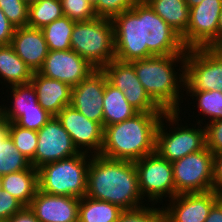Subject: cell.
<instances>
[{
    "label": "cell",
    "mask_w": 222,
    "mask_h": 222,
    "mask_svg": "<svg viewBox=\"0 0 222 222\" xmlns=\"http://www.w3.org/2000/svg\"><path fill=\"white\" fill-rule=\"evenodd\" d=\"M88 168L86 196L107 201L122 210L143 207L135 163L92 155Z\"/></svg>",
    "instance_id": "cell-2"
},
{
    "label": "cell",
    "mask_w": 222,
    "mask_h": 222,
    "mask_svg": "<svg viewBox=\"0 0 222 222\" xmlns=\"http://www.w3.org/2000/svg\"><path fill=\"white\" fill-rule=\"evenodd\" d=\"M140 0H98L93 7L97 17L113 19L122 12L130 10Z\"/></svg>",
    "instance_id": "cell-35"
},
{
    "label": "cell",
    "mask_w": 222,
    "mask_h": 222,
    "mask_svg": "<svg viewBox=\"0 0 222 222\" xmlns=\"http://www.w3.org/2000/svg\"><path fill=\"white\" fill-rule=\"evenodd\" d=\"M23 1H25L28 5H30L32 3L39 1V0H23Z\"/></svg>",
    "instance_id": "cell-46"
},
{
    "label": "cell",
    "mask_w": 222,
    "mask_h": 222,
    "mask_svg": "<svg viewBox=\"0 0 222 222\" xmlns=\"http://www.w3.org/2000/svg\"><path fill=\"white\" fill-rule=\"evenodd\" d=\"M98 0H88V2L94 7Z\"/></svg>",
    "instance_id": "cell-47"
},
{
    "label": "cell",
    "mask_w": 222,
    "mask_h": 222,
    "mask_svg": "<svg viewBox=\"0 0 222 222\" xmlns=\"http://www.w3.org/2000/svg\"><path fill=\"white\" fill-rule=\"evenodd\" d=\"M31 83L34 86L39 105L52 116H56L71 103L72 87L62 81L33 73Z\"/></svg>",
    "instance_id": "cell-20"
},
{
    "label": "cell",
    "mask_w": 222,
    "mask_h": 222,
    "mask_svg": "<svg viewBox=\"0 0 222 222\" xmlns=\"http://www.w3.org/2000/svg\"><path fill=\"white\" fill-rule=\"evenodd\" d=\"M222 0H203L189 10L187 32L181 37L187 49L217 48V26Z\"/></svg>",
    "instance_id": "cell-11"
},
{
    "label": "cell",
    "mask_w": 222,
    "mask_h": 222,
    "mask_svg": "<svg viewBox=\"0 0 222 222\" xmlns=\"http://www.w3.org/2000/svg\"><path fill=\"white\" fill-rule=\"evenodd\" d=\"M63 16L60 0H39L29 5L27 26L42 29Z\"/></svg>",
    "instance_id": "cell-29"
},
{
    "label": "cell",
    "mask_w": 222,
    "mask_h": 222,
    "mask_svg": "<svg viewBox=\"0 0 222 222\" xmlns=\"http://www.w3.org/2000/svg\"><path fill=\"white\" fill-rule=\"evenodd\" d=\"M96 68L72 49L49 51L39 73L76 86L88 77Z\"/></svg>",
    "instance_id": "cell-15"
},
{
    "label": "cell",
    "mask_w": 222,
    "mask_h": 222,
    "mask_svg": "<svg viewBox=\"0 0 222 222\" xmlns=\"http://www.w3.org/2000/svg\"><path fill=\"white\" fill-rule=\"evenodd\" d=\"M11 45L33 72L39 71L49 52L42 30L28 26L15 29Z\"/></svg>",
    "instance_id": "cell-19"
},
{
    "label": "cell",
    "mask_w": 222,
    "mask_h": 222,
    "mask_svg": "<svg viewBox=\"0 0 222 222\" xmlns=\"http://www.w3.org/2000/svg\"><path fill=\"white\" fill-rule=\"evenodd\" d=\"M164 112H139L130 119L104 127L100 155L135 162L155 152L156 130Z\"/></svg>",
    "instance_id": "cell-3"
},
{
    "label": "cell",
    "mask_w": 222,
    "mask_h": 222,
    "mask_svg": "<svg viewBox=\"0 0 222 222\" xmlns=\"http://www.w3.org/2000/svg\"><path fill=\"white\" fill-rule=\"evenodd\" d=\"M23 207L24 205L8 192L0 193V221L5 222Z\"/></svg>",
    "instance_id": "cell-38"
},
{
    "label": "cell",
    "mask_w": 222,
    "mask_h": 222,
    "mask_svg": "<svg viewBox=\"0 0 222 222\" xmlns=\"http://www.w3.org/2000/svg\"><path fill=\"white\" fill-rule=\"evenodd\" d=\"M221 197L213 190L178 194L169 200L168 207L163 206L164 222H205L212 206Z\"/></svg>",
    "instance_id": "cell-17"
},
{
    "label": "cell",
    "mask_w": 222,
    "mask_h": 222,
    "mask_svg": "<svg viewBox=\"0 0 222 222\" xmlns=\"http://www.w3.org/2000/svg\"><path fill=\"white\" fill-rule=\"evenodd\" d=\"M5 222H39V220L35 217L29 206H24Z\"/></svg>",
    "instance_id": "cell-41"
},
{
    "label": "cell",
    "mask_w": 222,
    "mask_h": 222,
    "mask_svg": "<svg viewBox=\"0 0 222 222\" xmlns=\"http://www.w3.org/2000/svg\"><path fill=\"white\" fill-rule=\"evenodd\" d=\"M123 211L107 201L84 196L80 198L78 222H118Z\"/></svg>",
    "instance_id": "cell-26"
},
{
    "label": "cell",
    "mask_w": 222,
    "mask_h": 222,
    "mask_svg": "<svg viewBox=\"0 0 222 222\" xmlns=\"http://www.w3.org/2000/svg\"><path fill=\"white\" fill-rule=\"evenodd\" d=\"M187 95L189 92L190 97H197L195 100L199 110L204 114L208 115L209 123L213 121H218L222 119V91L212 90V91H200V90H187Z\"/></svg>",
    "instance_id": "cell-30"
},
{
    "label": "cell",
    "mask_w": 222,
    "mask_h": 222,
    "mask_svg": "<svg viewBox=\"0 0 222 222\" xmlns=\"http://www.w3.org/2000/svg\"><path fill=\"white\" fill-rule=\"evenodd\" d=\"M56 117L71 136L79 152L92 153L91 155L100 154L104 133V128L100 123L87 119L71 105L65 106Z\"/></svg>",
    "instance_id": "cell-14"
},
{
    "label": "cell",
    "mask_w": 222,
    "mask_h": 222,
    "mask_svg": "<svg viewBox=\"0 0 222 222\" xmlns=\"http://www.w3.org/2000/svg\"><path fill=\"white\" fill-rule=\"evenodd\" d=\"M38 143L31 165L38 169L42 165L54 161H59L80 152L74 146L71 136L62 127L56 116L37 131Z\"/></svg>",
    "instance_id": "cell-13"
},
{
    "label": "cell",
    "mask_w": 222,
    "mask_h": 222,
    "mask_svg": "<svg viewBox=\"0 0 222 222\" xmlns=\"http://www.w3.org/2000/svg\"><path fill=\"white\" fill-rule=\"evenodd\" d=\"M214 154L204 149L172 162L175 196L212 190Z\"/></svg>",
    "instance_id": "cell-9"
},
{
    "label": "cell",
    "mask_w": 222,
    "mask_h": 222,
    "mask_svg": "<svg viewBox=\"0 0 222 222\" xmlns=\"http://www.w3.org/2000/svg\"><path fill=\"white\" fill-rule=\"evenodd\" d=\"M212 190L222 196V152L213 157Z\"/></svg>",
    "instance_id": "cell-39"
},
{
    "label": "cell",
    "mask_w": 222,
    "mask_h": 222,
    "mask_svg": "<svg viewBox=\"0 0 222 222\" xmlns=\"http://www.w3.org/2000/svg\"><path fill=\"white\" fill-rule=\"evenodd\" d=\"M64 16L80 22L95 19L97 16L88 0H60Z\"/></svg>",
    "instance_id": "cell-33"
},
{
    "label": "cell",
    "mask_w": 222,
    "mask_h": 222,
    "mask_svg": "<svg viewBox=\"0 0 222 222\" xmlns=\"http://www.w3.org/2000/svg\"><path fill=\"white\" fill-rule=\"evenodd\" d=\"M52 117L41 106H37V110L24 111V113L15 121L20 127L39 131Z\"/></svg>",
    "instance_id": "cell-36"
},
{
    "label": "cell",
    "mask_w": 222,
    "mask_h": 222,
    "mask_svg": "<svg viewBox=\"0 0 222 222\" xmlns=\"http://www.w3.org/2000/svg\"><path fill=\"white\" fill-rule=\"evenodd\" d=\"M115 59L132 62L152 56L186 54L181 36L145 0L112 19Z\"/></svg>",
    "instance_id": "cell-1"
},
{
    "label": "cell",
    "mask_w": 222,
    "mask_h": 222,
    "mask_svg": "<svg viewBox=\"0 0 222 222\" xmlns=\"http://www.w3.org/2000/svg\"><path fill=\"white\" fill-rule=\"evenodd\" d=\"M102 70L107 81L122 91L128 103L138 112H165L146 93L130 62L114 59Z\"/></svg>",
    "instance_id": "cell-12"
},
{
    "label": "cell",
    "mask_w": 222,
    "mask_h": 222,
    "mask_svg": "<svg viewBox=\"0 0 222 222\" xmlns=\"http://www.w3.org/2000/svg\"><path fill=\"white\" fill-rule=\"evenodd\" d=\"M15 26L8 20L0 8V45L11 44Z\"/></svg>",
    "instance_id": "cell-40"
},
{
    "label": "cell",
    "mask_w": 222,
    "mask_h": 222,
    "mask_svg": "<svg viewBox=\"0 0 222 222\" xmlns=\"http://www.w3.org/2000/svg\"><path fill=\"white\" fill-rule=\"evenodd\" d=\"M184 80L183 91H222V48L187 49Z\"/></svg>",
    "instance_id": "cell-8"
},
{
    "label": "cell",
    "mask_w": 222,
    "mask_h": 222,
    "mask_svg": "<svg viewBox=\"0 0 222 222\" xmlns=\"http://www.w3.org/2000/svg\"><path fill=\"white\" fill-rule=\"evenodd\" d=\"M75 22L63 16L41 29L49 51L71 49V34Z\"/></svg>",
    "instance_id": "cell-28"
},
{
    "label": "cell",
    "mask_w": 222,
    "mask_h": 222,
    "mask_svg": "<svg viewBox=\"0 0 222 222\" xmlns=\"http://www.w3.org/2000/svg\"><path fill=\"white\" fill-rule=\"evenodd\" d=\"M189 8L199 5L203 0H185Z\"/></svg>",
    "instance_id": "cell-44"
},
{
    "label": "cell",
    "mask_w": 222,
    "mask_h": 222,
    "mask_svg": "<svg viewBox=\"0 0 222 222\" xmlns=\"http://www.w3.org/2000/svg\"><path fill=\"white\" fill-rule=\"evenodd\" d=\"M8 131L18 151L31 161L37 148V131L20 127L15 122H8Z\"/></svg>",
    "instance_id": "cell-31"
},
{
    "label": "cell",
    "mask_w": 222,
    "mask_h": 222,
    "mask_svg": "<svg viewBox=\"0 0 222 222\" xmlns=\"http://www.w3.org/2000/svg\"><path fill=\"white\" fill-rule=\"evenodd\" d=\"M107 77L102 69L94 70L88 77L72 87L70 105L87 119L103 126V97Z\"/></svg>",
    "instance_id": "cell-16"
},
{
    "label": "cell",
    "mask_w": 222,
    "mask_h": 222,
    "mask_svg": "<svg viewBox=\"0 0 222 222\" xmlns=\"http://www.w3.org/2000/svg\"><path fill=\"white\" fill-rule=\"evenodd\" d=\"M206 147L213 153L222 152V119L206 124Z\"/></svg>",
    "instance_id": "cell-37"
},
{
    "label": "cell",
    "mask_w": 222,
    "mask_h": 222,
    "mask_svg": "<svg viewBox=\"0 0 222 222\" xmlns=\"http://www.w3.org/2000/svg\"><path fill=\"white\" fill-rule=\"evenodd\" d=\"M205 222H222V197L212 206Z\"/></svg>",
    "instance_id": "cell-42"
},
{
    "label": "cell",
    "mask_w": 222,
    "mask_h": 222,
    "mask_svg": "<svg viewBox=\"0 0 222 222\" xmlns=\"http://www.w3.org/2000/svg\"><path fill=\"white\" fill-rule=\"evenodd\" d=\"M33 71L15 53L11 44L0 45V78L10 86L31 82Z\"/></svg>",
    "instance_id": "cell-23"
},
{
    "label": "cell",
    "mask_w": 222,
    "mask_h": 222,
    "mask_svg": "<svg viewBox=\"0 0 222 222\" xmlns=\"http://www.w3.org/2000/svg\"><path fill=\"white\" fill-rule=\"evenodd\" d=\"M217 48H222V10L219 15V21L217 26Z\"/></svg>",
    "instance_id": "cell-43"
},
{
    "label": "cell",
    "mask_w": 222,
    "mask_h": 222,
    "mask_svg": "<svg viewBox=\"0 0 222 222\" xmlns=\"http://www.w3.org/2000/svg\"><path fill=\"white\" fill-rule=\"evenodd\" d=\"M185 58L186 54H174L152 56L130 62L146 93L165 112H180L179 102L183 96L180 97L181 90L179 88L185 87ZM179 61L182 64V70L179 68L182 72L181 75L174 69L175 63L178 64Z\"/></svg>",
    "instance_id": "cell-4"
},
{
    "label": "cell",
    "mask_w": 222,
    "mask_h": 222,
    "mask_svg": "<svg viewBox=\"0 0 222 222\" xmlns=\"http://www.w3.org/2000/svg\"><path fill=\"white\" fill-rule=\"evenodd\" d=\"M71 49L94 68L102 69L115 59L114 27L111 19L96 17L75 22Z\"/></svg>",
    "instance_id": "cell-6"
},
{
    "label": "cell",
    "mask_w": 222,
    "mask_h": 222,
    "mask_svg": "<svg viewBox=\"0 0 222 222\" xmlns=\"http://www.w3.org/2000/svg\"><path fill=\"white\" fill-rule=\"evenodd\" d=\"M90 160V154L80 152L42 165L38 168L39 190L48 194L75 198L86 196Z\"/></svg>",
    "instance_id": "cell-5"
},
{
    "label": "cell",
    "mask_w": 222,
    "mask_h": 222,
    "mask_svg": "<svg viewBox=\"0 0 222 222\" xmlns=\"http://www.w3.org/2000/svg\"><path fill=\"white\" fill-rule=\"evenodd\" d=\"M2 189L19 200L24 206H29L39 189L38 169L31 166L26 170L3 175Z\"/></svg>",
    "instance_id": "cell-21"
},
{
    "label": "cell",
    "mask_w": 222,
    "mask_h": 222,
    "mask_svg": "<svg viewBox=\"0 0 222 222\" xmlns=\"http://www.w3.org/2000/svg\"><path fill=\"white\" fill-rule=\"evenodd\" d=\"M139 113L118 88L106 81L103 97V128L130 119Z\"/></svg>",
    "instance_id": "cell-22"
},
{
    "label": "cell",
    "mask_w": 222,
    "mask_h": 222,
    "mask_svg": "<svg viewBox=\"0 0 222 222\" xmlns=\"http://www.w3.org/2000/svg\"><path fill=\"white\" fill-rule=\"evenodd\" d=\"M181 37L187 32L189 10L185 0H145Z\"/></svg>",
    "instance_id": "cell-24"
},
{
    "label": "cell",
    "mask_w": 222,
    "mask_h": 222,
    "mask_svg": "<svg viewBox=\"0 0 222 222\" xmlns=\"http://www.w3.org/2000/svg\"><path fill=\"white\" fill-rule=\"evenodd\" d=\"M3 191L2 189V176H0V193Z\"/></svg>",
    "instance_id": "cell-48"
},
{
    "label": "cell",
    "mask_w": 222,
    "mask_h": 222,
    "mask_svg": "<svg viewBox=\"0 0 222 222\" xmlns=\"http://www.w3.org/2000/svg\"><path fill=\"white\" fill-rule=\"evenodd\" d=\"M140 193L148 202L157 204L165 197H175L172 163L161 157L156 151L134 162Z\"/></svg>",
    "instance_id": "cell-10"
},
{
    "label": "cell",
    "mask_w": 222,
    "mask_h": 222,
    "mask_svg": "<svg viewBox=\"0 0 222 222\" xmlns=\"http://www.w3.org/2000/svg\"><path fill=\"white\" fill-rule=\"evenodd\" d=\"M0 8L15 28L27 26L29 5L25 1L0 0Z\"/></svg>",
    "instance_id": "cell-32"
},
{
    "label": "cell",
    "mask_w": 222,
    "mask_h": 222,
    "mask_svg": "<svg viewBox=\"0 0 222 222\" xmlns=\"http://www.w3.org/2000/svg\"><path fill=\"white\" fill-rule=\"evenodd\" d=\"M5 122L3 108L0 106V126Z\"/></svg>",
    "instance_id": "cell-45"
},
{
    "label": "cell",
    "mask_w": 222,
    "mask_h": 222,
    "mask_svg": "<svg viewBox=\"0 0 222 222\" xmlns=\"http://www.w3.org/2000/svg\"><path fill=\"white\" fill-rule=\"evenodd\" d=\"M80 198L37 190L29 204L39 222H78Z\"/></svg>",
    "instance_id": "cell-18"
},
{
    "label": "cell",
    "mask_w": 222,
    "mask_h": 222,
    "mask_svg": "<svg viewBox=\"0 0 222 222\" xmlns=\"http://www.w3.org/2000/svg\"><path fill=\"white\" fill-rule=\"evenodd\" d=\"M118 222H164L163 207H143L125 210L120 215Z\"/></svg>",
    "instance_id": "cell-34"
},
{
    "label": "cell",
    "mask_w": 222,
    "mask_h": 222,
    "mask_svg": "<svg viewBox=\"0 0 222 222\" xmlns=\"http://www.w3.org/2000/svg\"><path fill=\"white\" fill-rule=\"evenodd\" d=\"M180 112H164L162 119H160L156 130V143L155 151L169 162H174L183 158L184 156L198 152L206 147V131L205 125H201V121L198 120L197 124L199 128H188L187 125L180 126L179 123ZM165 122H169V125H177L167 132V127L164 126ZM172 123V124H170ZM165 128V129H164Z\"/></svg>",
    "instance_id": "cell-7"
},
{
    "label": "cell",
    "mask_w": 222,
    "mask_h": 222,
    "mask_svg": "<svg viewBox=\"0 0 222 222\" xmlns=\"http://www.w3.org/2000/svg\"><path fill=\"white\" fill-rule=\"evenodd\" d=\"M14 102L11 108L2 106L6 122H15L24 111L37 110V93L32 83L10 86Z\"/></svg>",
    "instance_id": "cell-27"
},
{
    "label": "cell",
    "mask_w": 222,
    "mask_h": 222,
    "mask_svg": "<svg viewBox=\"0 0 222 222\" xmlns=\"http://www.w3.org/2000/svg\"><path fill=\"white\" fill-rule=\"evenodd\" d=\"M31 162L15 147L9 136L8 122L0 126V176L30 168Z\"/></svg>",
    "instance_id": "cell-25"
}]
</instances>
